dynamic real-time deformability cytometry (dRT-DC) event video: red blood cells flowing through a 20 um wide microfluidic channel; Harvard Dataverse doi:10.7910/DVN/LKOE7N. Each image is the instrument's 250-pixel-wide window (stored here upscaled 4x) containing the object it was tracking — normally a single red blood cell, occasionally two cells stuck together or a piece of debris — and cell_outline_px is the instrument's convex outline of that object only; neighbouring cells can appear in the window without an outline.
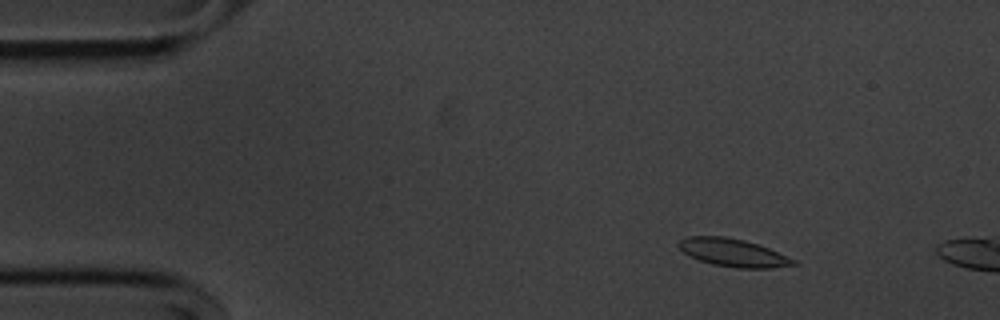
{"species": "common noctule bat (a hibernating species)", "species_latin": "Nyctalus noctula", "temperature_condition": "cold", "stored_images_in_passage": 50, "segment_of_instrument_passage": [1, 2], "camera_frame_rate_fps": 3000, "um_per_image_px": 0.085, "animal": {"sex": "male", "body_mass_g": 20.1, "forearm_length_mm": 53.5}, "frame": {"image": 1, "passage_image": 1, "time_ms": 0.0, "image_size_px": [1000, 320], "cell_outline_px": [[800, 264], [772, 268], [736, 268], [712, 264], [688, 256], [676, 244], [680, 240], [688, 236], [724, 236], [744, 240], [768, 248], [796, 260]], "centroid_in_image_um": [62.31, 21.48], "position_along_channel_um": 22.7, "area_um2": 18.61}}
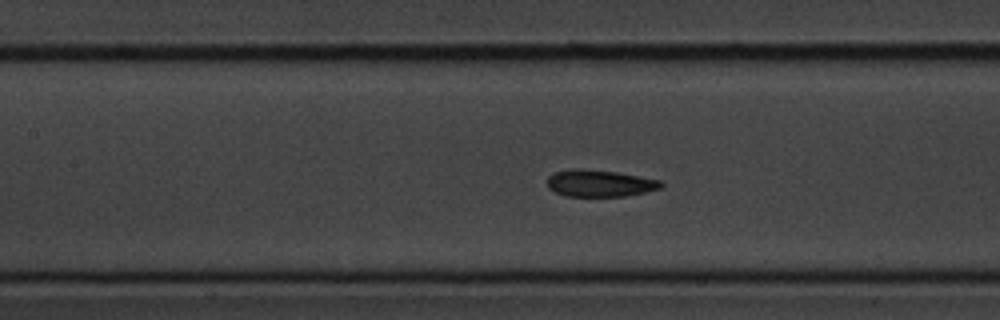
{"frame": {"image": 2, "passage_image": 18, "time_ms": 5.667, "image_size_px": [1000, 320], "cell_outline_px": [[664, 184], [660, 188], [644, 192], [624, 196], [564, 196], [548, 188], [548, 176], [552, 172], [616, 172], [660, 180]], "centroid_in_image_um": [51.02, 15.63], "position_along_channel_um": 156.4, "area_um2": 16.76}}
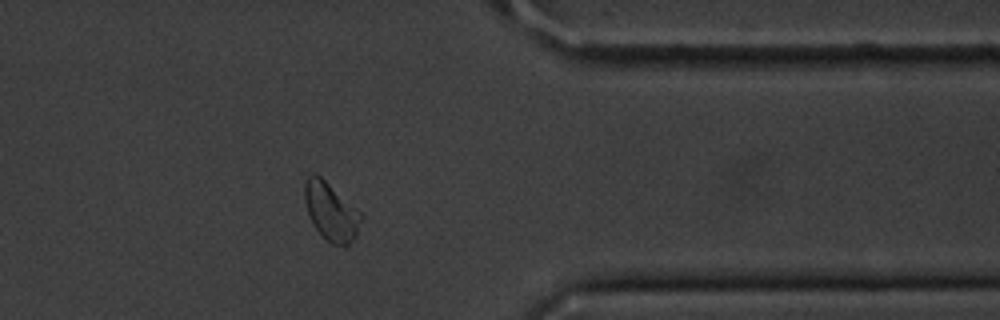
{"frame": {"image": 3, "passage_image": 38, "time_ms": 12.333, "image_size_px": [1000, 320], "cell_outline_px": [[364, 216], [356, 236], [344, 248], [332, 244], [316, 228], [308, 216], [304, 200], [304, 184], [308, 176], [312, 172], [320, 176], [360, 212]], "centroid_in_image_um": [28.13, 18.0], "position_along_channel_um": 383.3, "area_um2": 18.96}}